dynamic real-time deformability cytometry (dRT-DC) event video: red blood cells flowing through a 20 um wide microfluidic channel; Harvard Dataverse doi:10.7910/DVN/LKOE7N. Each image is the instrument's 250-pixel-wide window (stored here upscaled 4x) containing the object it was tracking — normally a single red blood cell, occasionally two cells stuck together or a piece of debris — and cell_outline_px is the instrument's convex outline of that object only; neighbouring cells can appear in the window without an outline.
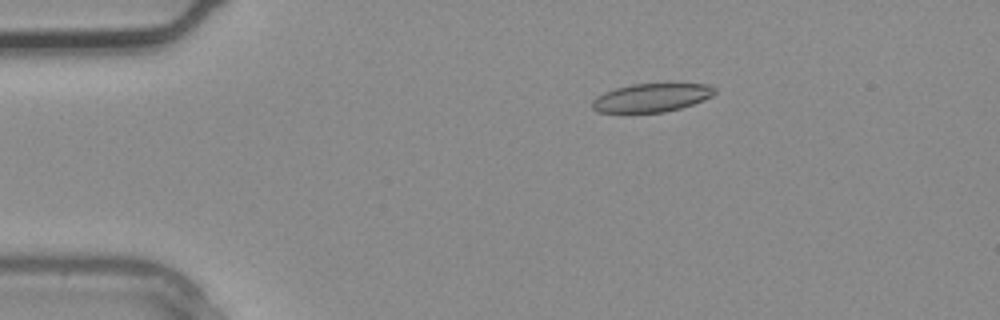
{"species": "common noctule bat (a hibernating species)", "species_latin": "Nyctalus noctula", "temperature_condition": "warm", "stored_images_in_passage": 3, "camera_frame_rate_fps": 3000, "um_per_image_px": 0.085, "animal": {"sex": "male", "body_mass_g": 20.4}, "frame": {"image": 1, "passage_image": 2, "time_ms": 0.333, "image_size_px": [1000, 320], "cell_outline_px": [[716, 92], [712, 96], [704, 100], [680, 108], [664, 112], [596, 112], [592, 108], [592, 100], [596, 96], [604, 92], [616, 88], [632, 84], [708, 84], [716, 88]], "centroid_in_image_um": [55.37, 8.3], "position_along_channel_um": 29.6, "area_um2": 20.23}}